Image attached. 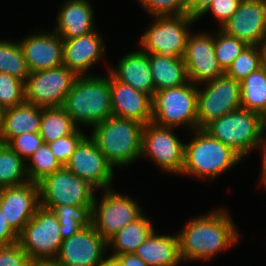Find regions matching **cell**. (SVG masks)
I'll return each instance as SVG.
<instances>
[{
	"label": "cell",
	"mask_w": 266,
	"mask_h": 266,
	"mask_svg": "<svg viewBox=\"0 0 266 266\" xmlns=\"http://www.w3.org/2000/svg\"><path fill=\"white\" fill-rule=\"evenodd\" d=\"M239 235L233 219L224 208L193 216L177 233L182 262L212 260L218 252L234 247Z\"/></svg>",
	"instance_id": "1"
},
{
	"label": "cell",
	"mask_w": 266,
	"mask_h": 266,
	"mask_svg": "<svg viewBox=\"0 0 266 266\" xmlns=\"http://www.w3.org/2000/svg\"><path fill=\"white\" fill-rule=\"evenodd\" d=\"M62 108L78 128L82 125L92 129L94 125L113 116L110 73L105 77L89 73L87 76H78Z\"/></svg>",
	"instance_id": "2"
},
{
	"label": "cell",
	"mask_w": 266,
	"mask_h": 266,
	"mask_svg": "<svg viewBox=\"0 0 266 266\" xmlns=\"http://www.w3.org/2000/svg\"><path fill=\"white\" fill-rule=\"evenodd\" d=\"M144 126L134 120L110 116L92 127L90 137L114 168L127 167L141 158Z\"/></svg>",
	"instance_id": "3"
},
{
	"label": "cell",
	"mask_w": 266,
	"mask_h": 266,
	"mask_svg": "<svg viewBox=\"0 0 266 266\" xmlns=\"http://www.w3.org/2000/svg\"><path fill=\"white\" fill-rule=\"evenodd\" d=\"M194 136L184 144V165L181 175L216 179L236 166L243 158L231 147L216 140L204 129L191 131Z\"/></svg>",
	"instance_id": "4"
},
{
	"label": "cell",
	"mask_w": 266,
	"mask_h": 266,
	"mask_svg": "<svg viewBox=\"0 0 266 266\" xmlns=\"http://www.w3.org/2000/svg\"><path fill=\"white\" fill-rule=\"evenodd\" d=\"M198 86L188 81L178 87L156 91L152 96V119L157 126L198 129Z\"/></svg>",
	"instance_id": "5"
},
{
	"label": "cell",
	"mask_w": 266,
	"mask_h": 266,
	"mask_svg": "<svg viewBox=\"0 0 266 266\" xmlns=\"http://www.w3.org/2000/svg\"><path fill=\"white\" fill-rule=\"evenodd\" d=\"M262 128L261 114L240 108L212 121L204 130L245 158L258 149Z\"/></svg>",
	"instance_id": "6"
},
{
	"label": "cell",
	"mask_w": 266,
	"mask_h": 266,
	"mask_svg": "<svg viewBox=\"0 0 266 266\" xmlns=\"http://www.w3.org/2000/svg\"><path fill=\"white\" fill-rule=\"evenodd\" d=\"M196 21L187 14L154 16L153 23L140 38V50L166 58H182L189 27Z\"/></svg>",
	"instance_id": "7"
},
{
	"label": "cell",
	"mask_w": 266,
	"mask_h": 266,
	"mask_svg": "<svg viewBox=\"0 0 266 266\" xmlns=\"http://www.w3.org/2000/svg\"><path fill=\"white\" fill-rule=\"evenodd\" d=\"M62 241L60 224L55 214L41 205L18 238L19 245L31 260H55Z\"/></svg>",
	"instance_id": "8"
},
{
	"label": "cell",
	"mask_w": 266,
	"mask_h": 266,
	"mask_svg": "<svg viewBox=\"0 0 266 266\" xmlns=\"http://www.w3.org/2000/svg\"><path fill=\"white\" fill-rule=\"evenodd\" d=\"M40 205L52 209L56 205H93L96 189L70 172L65 166L38 183Z\"/></svg>",
	"instance_id": "9"
},
{
	"label": "cell",
	"mask_w": 266,
	"mask_h": 266,
	"mask_svg": "<svg viewBox=\"0 0 266 266\" xmlns=\"http://www.w3.org/2000/svg\"><path fill=\"white\" fill-rule=\"evenodd\" d=\"M104 192V193H103ZM101 199L95 195L93 203L92 225L108 241L125 225L138 219L143 213L138 202L115 192L104 189Z\"/></svg>",
	"instance_id": "10"
},
{
	"label": "cell",
	"mask_w": 266,
	"mask_h": 266,
	"mask_svg": "<svg viewBox=\"0 0 266 266\" xmlns=\"http://www.w3.org/2000/svg\"><path fill=\"white\" fill-rule=\"evenodd\" d=\"M198 86V129L232 111L242 108L240 82L226 74ZM207 85V86H206Z\"/></svg>",
	"instance_id": "11"
},
{
	"label": "cell",
	"mask_w": 266,
	"mask_h": 266,
	"mask_svg": "<svg viewBox=\"0 0 266 266\" xmlns=\"http://www.w3.org/2000/svg\"><path fill=\"white\" fill-rule=\"evenodd\" d=\"M78 76L65 65L30 72L25 81V100L38 107H62Z\"/></svg>",
	"instance_id": "12"
},
{
	"label": "cell",
	"mask_w": 266,
	"mask_h": 266,
	"mask_svg": "<svg viewBox=\"0 0 266 266\" xmlns=\"http://www.w3.org/2000/svg\"><path fill=\"white\" fill-rule=\"evenodd\" d=\"M175 128L148 123L142 133V156L148 157L166 173L181 174L184 165V144L173 132Z\"/></svg>",
	"instance_id": "13"
},
{
	"label": "cell",
	"mask_w": 266,
	"mask_h": 266,
	"mask_svg": "<svg viewBox=\"0 0 266 266\" xmlns=\"http://www.w3.org/2000/svg\"><path fill=\"white\" fill-rule=\"evenodd\" d=\"M106 249L107 241L91 225L64 239L54 261L58 266H103L109 259Z\"/></svg>",
	"instance_id": "14"
},
{
	"label": "cell",
	"mask_w": 266,
	"mask_h": 266,
	"mask_svg": "<svg viewBox=\"0 0 266 266\" xmlns=\"http://www.w3.org/2000/svg\"><path fill=\"white\" fill-rule=\"evenodd\" d=\"M70 172L87 181L96 190L112 189L114 167L99 150L96 142L86 136L64 165Z\"/></svg>",
	"instance_id": "15"
},
{
	"label": "cell",
	"mask_w": 266,
	"mask_h": 266,
	"mask_svg": "<svg viewBox=\"0 0 266 266\" xmlns=\"http://www.w3.org/2000/svg\"><path fill=\"white\" fill-rule=\"evenodd\" d=\"M188 80L196 86L225 74L214 50V33H189L183 54Z\"/></svg>",
	"instance_id": "16"
},
{
	"label": "cell",
	"mask_w": 266,
	"mask_h": 266,
	"mask_svg": "<svg viewBox=\"0 0 266 266\" xmlns=\"http://www.w3.org/2000/svg\"><path fill=\"white\" fill-rule=\"evenodd\" d=\"M40 206L39 185L31 181L0 188V208L11 227L19 234Z\"/></svg>",
	"instance_id": "17"
},
{
	"label": "cell",
	"mask_w": 266,
	"mask_h": 266,
	"mask_svg": "<svg viewBox=\"0 0 266 266\" xmlns=\"http://www.w3.org/2000/svg\"><path fill=\"white\" fill-rule=\"evenodd\" d=\"M220 30L248 46H257L266 34V1L242 0Z\"/></svg>",
	"instance_id": "18"
},
{
	"label": "cell",
	"mask_w": 266,
	"mask_h": 266,
	"mask_svg": "<svg viewBox=\"0 0 266 266\" xmlns=\"http://www.w3.org/2000/svg\"><path fill=\"white\" fill-rule=\"evenodd\" d=\"M29 72L63 65V39L54 31H37L19 41Z\"/></svg>",
	"instance_id": "19"
},
{
	"label": "cell",
	"mask_w": 266,
	"mask_h": 266,
	"mask_svg": "<svg viewBox=\"0 0 266 266\" xmlns=\"http://www.w3.org/2000/svg\"><path fill=\"white\" fill-rule=\"evenodd\" d=\"M110 91L113 116L134 120L143 125L151 123L152 98L148 94L116 80L111 74Z\"/></svg>",
	"instance_id": "20"
},
{
	"label": "cell",
	"mask_w": 266,
	"mask_h": 266,
	"mask_svg": "<svg viewBox=\"0 0 266 266\" xmlns=\"http://www.w3.org/2000/svg\"><path fill=\"white\" fill-rule=\"evenodd\" d=\"M102 34L92 31L89 34L63 40V65L77 76H87L92 65L105 58V48Z\"/></svg>",
	"instance_id": "21"
},
{
	"label": "cell",
	"mask_w": 266,
	"mask_h": 266,
	"mask_svg": "<svg viewBox=\"0 0 266 266\" xmlns=\"http://www.w3.org/2000/svg\"><path fill=\"white\" fill-rule=\"evenodd\" d=\"M115 67L111 68L108 65L107 71L116 80L130 85L152 98L155 94V87L147 53L138 49L127 53L121 57Z\"/></svg>",
	"instance_id": "22"
},
{
	"label": "cell",
	"mask_w": 266,
	"mask_h": 266,
	"mask_svg": "<svg viewBox=\"0 0 266 266\" xmlns=\"http://www.w3.org/2000/svg\"><path fill=\"white\" fill-rule=\"evenodd\" d=\"M58 12L53 31L63 40L77 38L96 30L93 6L88 0H66Z\"/></svg>",
	"instance_id": "23"
},
{
	"label": "cell",
	"mask_w": 266,
	"mask_h": 266,
	"mask_svg": "<svg viewBox=\"0 0 266 266\" xmlns=\"http://www.w3.org/2000/svg\"><path fill=\"white\" fill-rule=\"evenodd\" d=\"M42 107L27 101L3 111L0 143L7 144L13 137L24 133H39Z\"/></svg>",
	"instance_id": "24"
},
{
	"label": "cell",
	"mask_w": 266,
	"mask_h": 266,
	"mask_svg": "<svg viewBox=\"0 0 266 266\" xmlns=\"http://www.w3.org/2000/svg\"><path fill=\"white\" fill-rule=\"evenodd\" d=\"M134 254L148 266H178L182 263L177 234L158 235L154 231Z\"/></svg>",
	"instance_id": "25"
},
{
	"label": "cell",
	"mask_w": 266,
	"mask_h": 266,
	"mask_svg": "<svg viewBox=\"0 0 266 266\" xmlns=\"http://www.w3.org/2000/svg\"><path fill=\"white\" fill-rule=\"evenodd\" d=\"M155 92L186 84L188 80L183 58H166L148 54Z\"/></svg>",
	"instance_id": "26"
},
{
	"label": "cell",
	"mask_w": 266,
	"mask_h": 266,
	"mask_svg": "<svg viewBox=\"0 0 266 266\" xmlns=\"http://www.w3.org/2000/svg\"><path fill=\"white\" fill-rule=\"evenodd\" d=\"M154 231L153 224L143 213L111 237L107 241V247L112 248L111 255L134 253Z\"/></svg>",
	"instance_id": "27"
},
{
	"label": "cell",
	"mask_w": 266,
	"mask_h": 266,
	"mask_svg": "<svg viewBox=\"0 0 266 266\" xmlns=\"http://www.w3.org/2000/svg\"><path fill=\"white\" fill-rule=\"evenodd\" d=\"M241 106L262 116L266 113V68L261 67L240 82Z\"/></svg>",
	"instance_id": "28"
},
{
	"label": "cell",
	"mask_w": 266,
	"mask_h": 266,
	"mask_svg": "<svg viewBox=\"0 0 266 266\" xmlns=\"http://www.w3.org/2000/svg\"><path fill=\"white\" fill-rule=\"evenodd\" d=\"M51 210L59 221L63 240L81 231L84 227L92 225L93 205L73 206L62 204L56 205Z\"/></svg>",
	"instance_id": "29"
},
{
	"label": "cell",
	"mask_w": 266,
	"mask_h": 266,
	"mask_svg": "<svg viewBox=\"0 0 266 266\" xmlns=\"http://www.w3.org/2000/svg\"><path fill=\"white\" fill-rule=\"evenodd\" d=\"M78 127L62 107L43 108L39 135L43 143H50L71 135Z\"/></svg>",
	"instance_id": "30"
},
{
	"label": "cell",
	"mask_w": 266,
	"mask_h": 266,
	"mask_svg": "<svg viewBox=\"0 0 266 266\" xmlns=\"http://www.w3.org/2000/svg\"><path fill=\"white\" fill-rule=\"evenodd\" d=\"M29 182L25 161L7 144L0 143V188Z\"/></svg>",
	"instance_id": "31"
},
{
	"label": "cell",
	"mask_w": 266,
	"mask_h": 266,
	"mask_svg": "<svg viewBox=\"0 0 266 266\" xmlns=\"http://www.w3.org/2000/svg\"><path fill=\"white\" fill-rule=\"evenodd\" d=\"M0 72L24 82L27 80L30 72L19 42L0 40Z\"/></svg>",
	"instance_id": "32"
},
{
	"label": "cell",
	"mask_w": 266,
	"mask_h": 266,
	"mask_svg": "<svg viewBox=\"0 0 266 266\" xmlns=\"http://www.w3.org/2000/svg\"><path fill=\"white\" fill-rule=\"evenodd\" d=\"M28 159L31 161L30 164L26 163L28 179L37 184L63 167L47 143H42Z\"/></svg>",
	"instance_id": "33"
},
{
	"label": "cell",
	"mask_w": 266,
	"mask_h": 266,
	"mask_svg": "<svg viewBox=\"0 0 266 266\" xmlns=\"http://www.w3.org/2000/svg\"><path fill=\"white\" fill-rule=\"evenodd\" d=\"M218 30V31H217ZM214 31V50L218 63L224 72L234 59L248 46L244 41L229 36L219 28Z\"/></svg>",
	"instance_id": "34"
},
{
	"label": "cell",
	"mask_w": 266,
	"mask_h": 266,
	"mask_svg": "<svg viewBox=\"0 0 266 266\" xmlns=\"http://www.w3.org/2000/svg\"><path fill=\"white\" fill-rule=\"evenodd\" d=\"M260 51L257 46H247L232 62L225 74L241 82L261 68Z\"/></svg>",
	"instance_id": "35"
},
{
	"label": "cell",
	"mask_w": 266,
	"mask_h": 266,
	"mask_svg": "<svg viewBox=\"0 0 266 266\" xmlns=\"http://www.w3.org/2000/svg\"><path fill=\"white\" fill-rule=\"evenodd\" d=\"M25 101V82L0 72V107L6 110Z\"/></svg>",
	"instance_id": "36"
},
{
	"label": "cell",
	"mask_w": 266,
	"mask_h": 266,
	"mask_svg": "<svg viewBox=\"0 0 266 266\" xmlns=\"http://www.w3.org/2000/svg\"><path fill=\"white\" fill-rule=\"evenodd\" d=\"M86 136L80 128H77L71 135L56 139L48 145L54 156L64 166Z\"/></svg>",
	"instance_id": "37"
},
{
	"label": "cell",
	"mask_w": 266,
	"mask_h": 266,
	"mask_svg": "<svg viewBox=\"0 0 266 266\" xmlns=\"http://www.w3.org/2000/svg\"><path fill=\"white\" fill-rule=\"evenodd\" d=\"M138 1V0H137ZM152 17L186 14L187 0H139Z\"/></svg>",
	"instance_id": "38"
},
{
	"label": "cell",
	"mask_w": 266,
	"mask_h": 266,
	"mask_svg": "<svg viewBox=\"0 0 266 266\" xmlns=\"http://www.w3.org/2000/svg\"><path fill=\"white\" fill-rule=\"evenodd\" d=\"M42 143L39 133H24L13 137L7 145L26 162Z\"/></svg>",
	"instance_id": "39"
},
{
	"label": "cell",
	"mask_w": 266,
	"mask_h": 266,
	"mask_svg": "<svg viewBox=\"0 0 266 266\" xmlns=\"http://www.w3.org/2000/svg\"><path fill=\"white\" fill-rule=\"evenodd\" d=\"M30 261L29 255L18 242L0 246V266H27Z\"/></svg>",
	"instance_id": "40"
},
{
	"label": "cell",
	"mask_w": 266,
	"mask_h": 266,
	"mask_svg": "<svg viewBox=\"0 0 266 266\" xmlns=\"http://www.w3.org/2000/svg\"><path fill=\"white\" fill-rule=\"evenodd\" d=\"M241 1L242 0H213L208 9L198 19L209 12L219 22L218 28L220 29L238 9Z\"/></svg>",
	"instance_id": "41"
},
{
	"label": "cell",
	"mask_w": 266,
	"mask_h": 266,
	"mask_svg": "<svg viewBox=\"0 0 266 266\" xmlns=\"http://www.w3.org/2000/svg\"><path fill=\"white\" fill-rule=\"evenodd\" d=\"M19 234L11 227L0 208V246L18 242Z\"/></svg>",
	"instance_id": "42"
},
{
	"label": "cell",
	"mask_w": 266,
	"mask_h": 266,
	"mask_svg": "<svg viewBox=\"0 0 266 266\" xmlns=\"http://www.w3.org/2000/svg\"><path fill=\"white\" fill-rule=\"evenodd\" d=\"M117 266H148L141 258L134 253L107 256Z\"/></svg>",
	"instance_id": "43"
},
{
	"label": "cell",
	"mask_w": 266,
	"mask_h": 266,
	"mask_svg": "<svg viewBox=\"0 0 266 266\" xmlns=\"http://www.w3.org/2000/svg\"><path fill=\"white\" fill-rule=\"evenodd\" d=\"M213 0H187L186 14L198 21Z\"/></svg>",
	"instance_id": "44"
},
{
	"label": "cell",
	"mask_w": 266,
	"mask_h": 266,
	"mask_svg": "<svg viewBox=\"0 0 266 266\" xmlns=\"http://www.w3.org/2000/svg\"><path fill=\"white\" fill-rule=\"evenodd\" d=\"M262 149V167H266V126H263L258 149Z\"/></svg>",
	"instance_id": "45"
},
{
	"label": "cell",
	"mask_w": 266,
	"mask_h": 266,
	"mask_svg": "<svg viewBox=\"0 0 266 266\" xmlns=\"http://www.w3.org/2000/svg\"><path fill=\"white\" fill-rule=\"evenodd\" d=\"M260 51L261 66L266 68V34L257 45Z\"/></svg>",
	"instance_id": "46"
},
{
	"label": "cell",
	"mask_w": 266,
	"mask_h": 266,
	"mask_svg": "<svg viewBox=\"0 0 266 266\" xmlns=\"http://www.w3.org/2000/svg\"><path fill=\"white\" fill-rule=\"evenodd\" d=\"M27 266H58L54 260H31Z\"/></svg>",
	"instance_id": "47"
},
{
	"label": "cell",
	"mask_w": 266,
	"mask_h": 266,
	"mask_svg": "<svg viewBox=\"0 0 266 266\" xmlns=\"http://www.w3.org/2000/svg\"><path fill=\"white\" fill-rule=\"evenodd\" d=\"M261 181H262V185L264 186V189L266 188V167H261Z\"/></svg>",
	"instance_id": "48"
},
{
	"label": "cell",
	"mask_w": 266,
	"mask_h": 266,
	"mask_svg": "<svg viewBox=\"0 0 266 266\" xmlns=\"http://www.w3.org/2000/svg\"><path fill=\"white\" fill-rule=\"evenodd\" d=\"M103 266H117L111 259H108Z\"/></svg>",
	"instance_id": "49"
},
{
	"label": "cell",
	"mask_w": 266,
	"mask_h": 266,
	"mask_svg": "<svg viewBox=\"0 0 266 266\" xmlns=\"http://www.w3.org/2000/svg\"><path fill=\"white\" fill-rule=\"evenodd\" d=\"M3 111L4 110L0 107V127H1V123H2Z\"/></svg>",
	"instance_id": "50"
},
{
	"label": "cell",
	"mask_w": 266,
	"mask_h": 266,
	"mask_svg": "<svg viewBox=\"0 0 266 266\" xmlns=\"http://www.w3.org/2000/svg\"><path fill=\"white\" fill-rule=\"evenodd\" d=\"M263 126H266V113H265V115L263 116Z\"/></svg>",
	"instance_id": "51"
},
{
	"label": "cell",
	"mask_w": 266,
	"mask_h": 266,
	"mask_svg": "<svg viewBox=\"0 0 266 266\" xmlns=\"http://www.w3.org/2000/svg\"><path fill=\"white\" fill-rule=\"evenodd\" d=\"M243 1H266V0H243Z\"/></svg>",
	"instance_id": "52"
}]
</instances>
